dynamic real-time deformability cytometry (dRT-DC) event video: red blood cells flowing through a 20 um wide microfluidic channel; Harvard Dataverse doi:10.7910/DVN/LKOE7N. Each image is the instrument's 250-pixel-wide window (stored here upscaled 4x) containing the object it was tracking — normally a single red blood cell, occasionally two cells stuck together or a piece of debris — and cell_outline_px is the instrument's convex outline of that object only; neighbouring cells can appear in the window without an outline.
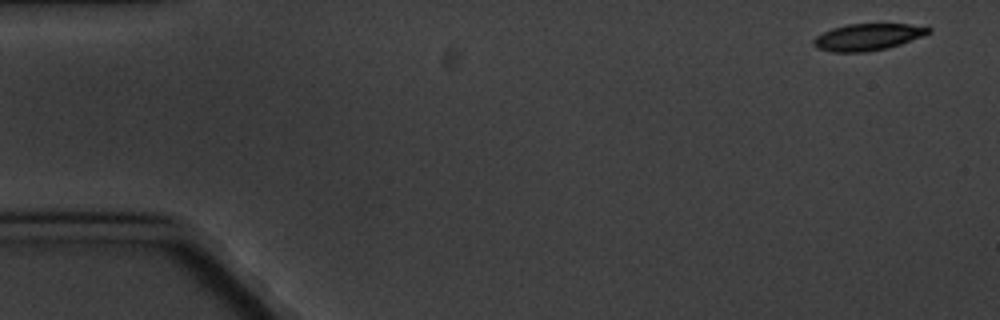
{"species": "common noctule bat (a hibernating species)", "species_latin": "Nyctalus noctula", "temperature_condition": "cold", "stored_images_in_passage": 3, "camera_frame_rate_fps": 3000, "um_per_image_px": 0.085, "animal": {"sex": "male", "body_mass_g": 20.1, "forearm_length_mm": 53.5}, "frame": {"image": 1, "passage_image": 1, "time_ms": 0.0, "image_size_px": [1000, 320], "cell_outline_px": [[932, 32], [924, 36], [888, 48], [864, 52], [832, 52], [816, 48], [812, 44], [812, 40], [816, 36], [832, 28], [848, 24], [908, 24], [932, 28]], "centroid_in_image_um": [73.75, 3.15], "position_along_channel_um": 11.2, "area_um2": 17.98}}